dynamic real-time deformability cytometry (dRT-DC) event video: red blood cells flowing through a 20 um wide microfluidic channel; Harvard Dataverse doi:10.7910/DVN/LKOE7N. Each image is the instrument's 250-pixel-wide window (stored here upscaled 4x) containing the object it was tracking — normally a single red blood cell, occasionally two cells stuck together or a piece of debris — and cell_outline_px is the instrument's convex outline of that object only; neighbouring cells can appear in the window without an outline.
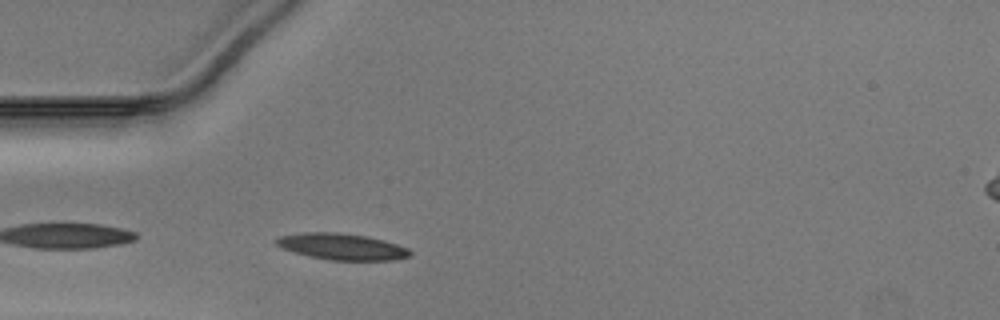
{"species": "Egyptian fruit bat (a non-hibernating species)", "species_latin": "Rousettus aegyptiacus", "temperature_condition": "warm", "stored_images_in_passage": 25, "camera_frame_rate_fps": 3000, "um_per_image_px": 0.085, "animal": {"sex": "male"}, "frame": {"image": 1, "passage_image": 3, "time_ms": 0.667, "image_size_px": [1000, 320], "cell_outline_px": [[412, 252], [408, 256], [396, 260], [328, 260], [308, 256], [284, 248], [276, 244], [276, 240], [280, 236], [300, 232], [340, 232], [368, 236], [384, 240], [408, 248]], "centroid_in_image_um": [29.08, 20.95], "position_along_channel_um": 55.9, "area_um2": 20.52}}
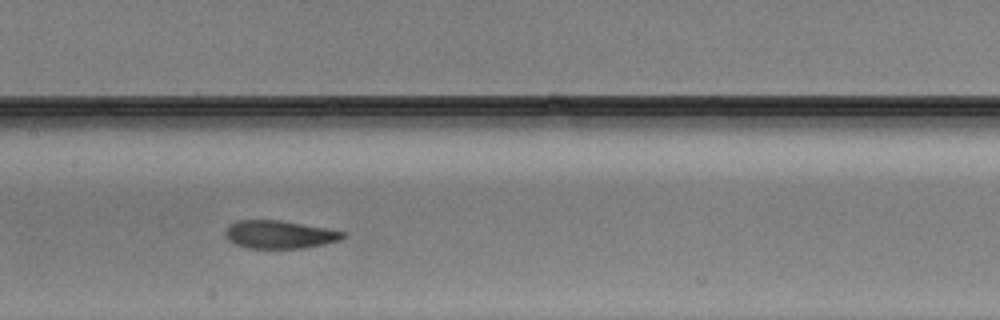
{"frame": {"image": 2, "passage_image": 13, "time_ms": 4.0, "image_size_px": [1000, 320], "cell_outline_px": [[344, 240], [304, 248], [248, 248], [236, 244], [228, 240], [224, 236], [224, 232], [228, 224], [236, 220], [284, 220], [328, 228], [344, 232]], "centroid_in_image_um": [23.75, 19.92], "position_along_channel_um": 183.7, "area_um2": 19.54}}
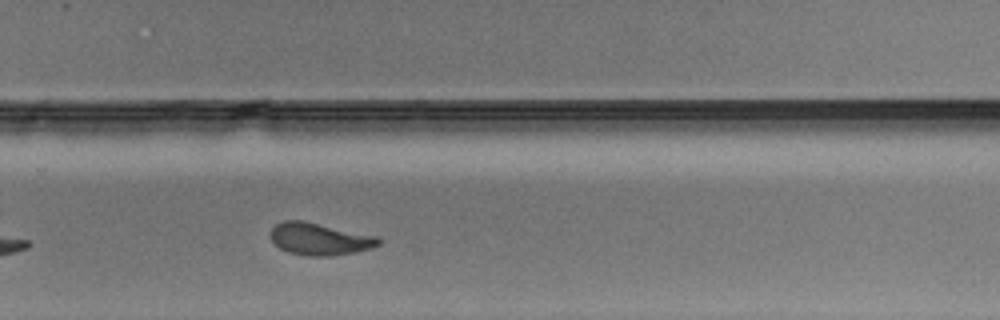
{"frame": {"image": 3, "passage_image": 22, "time_ms": 7.0, "image_size_px": [1000, 320], "cell_outline_px": [[380, 244], [372, 248], [356, 252], [332, 256], [308, 256], [288, 252], [280, 248], [272, 240], [272, 228], [276, 224], [284, 220], [304, 220], [376, 236], [380, 240]], "centroid_in_image_um": [27.18, 20.31], "position_along_channel_um": 302.6, "area_um2": 20.17}}